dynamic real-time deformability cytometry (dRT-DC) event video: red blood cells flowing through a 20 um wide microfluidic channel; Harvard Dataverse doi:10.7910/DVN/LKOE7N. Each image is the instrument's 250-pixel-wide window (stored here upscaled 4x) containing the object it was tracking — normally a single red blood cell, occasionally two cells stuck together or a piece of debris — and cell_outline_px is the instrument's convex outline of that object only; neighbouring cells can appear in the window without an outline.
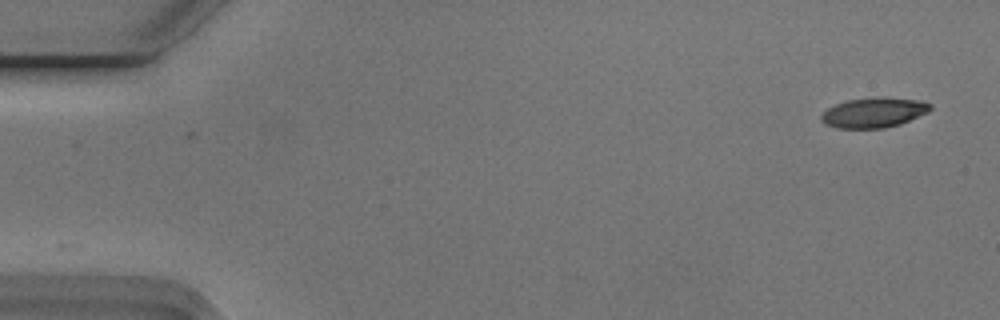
{"species": "Egyptian fruit bat (a non-hibernating species)", "species_latin": "Rousettus aegyptiacus", "temperature_condition": "cold", "stored_images_in_passage": 4, "camera_frame_rate_fps": 3000, "um_per_image_px": 0.085, "animal": {"sex": "male"}, "frame": {"image": 1, "passage_image": 1, "time_ms": 0.0, "image_size_px": [1000, 320], "cell_outline_px": [[932, 108], [928, 112], [900, 124], [884, 128], [836, 128], [824, 124], [820, 120], [820, 116], [828, 108], [836, 104], [848, 100], [916, 100], [932, 104]], "centroid_in_image_um": [74.22, 9.63], "position_along_channel_um": 10.8, "area_um2": 18.09}}
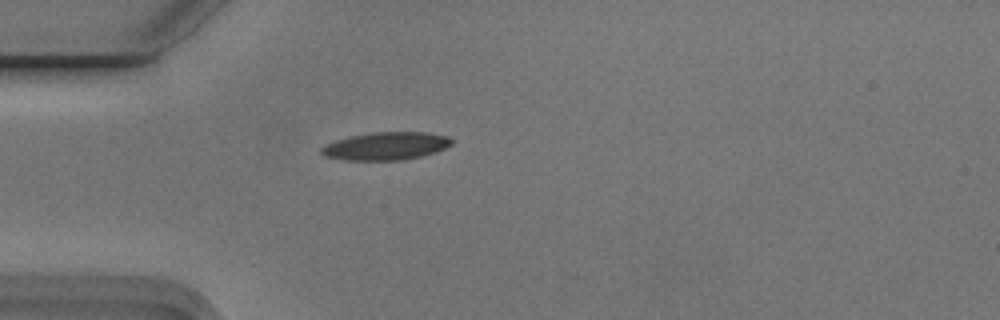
{"frame": {"image": 2, "passage_image": 4, "time_ms": 1.0, "image_size_px": [1000, 320], "cell_outline_px": [[452, 144], [436, 152], [404, 160], [344, 160], [324, 156], [320, 152], [320, 148], [336, 140], [348, 136], [376, 132], [424, 132], [448, 136], [452, 140]], "centroid_in_image_um": [32.79, 12.41], "position_along_channel_um": 52.2, "area_um2": 21.1}}